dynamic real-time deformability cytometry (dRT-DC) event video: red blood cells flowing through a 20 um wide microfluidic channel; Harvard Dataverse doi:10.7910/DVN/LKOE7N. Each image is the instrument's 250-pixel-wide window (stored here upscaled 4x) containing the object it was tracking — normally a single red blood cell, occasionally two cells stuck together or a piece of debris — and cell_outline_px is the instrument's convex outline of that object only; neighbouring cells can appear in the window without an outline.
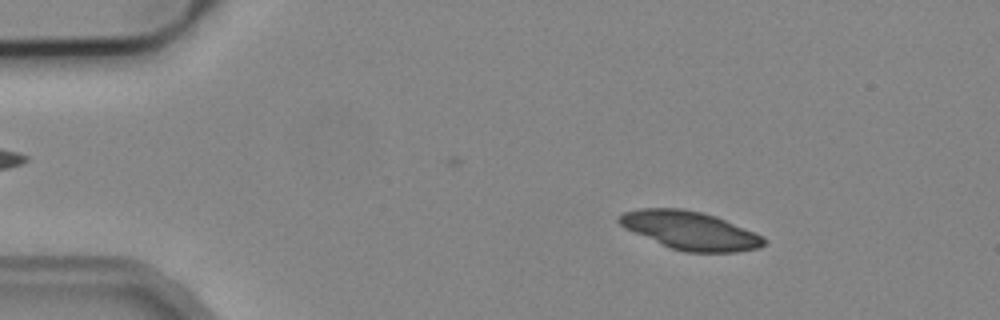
{"species": "common noctule bat (a hibernating species)", "species_latin": "Nyctalus noctula", "temperature_condition": "cold", "stored_images_in_passage": 8, "camera_frame_rate_fps": 3000, "um_per_image_px": 0.085, "animal": {"sex": "male", "body_mass_g": 19.2, "forearm_length_mm": 51.8}, "frame": {"image": 1, "passage_image": 5, "time_ms": 5.333, "image_size_px": [1000, 320], "cell_outline_px": [[768, 240], [760, 248], [736, 252], [684, 252], [672, 248], [624, 228], [616, 220], [616, 216], [624, 212], [640, 208], [680, 208], [700, 212], [716, 216], [764, 236]], "centroid_in_image_um": [58.67, 19.58], "position_along_channel_um": 26.3, "area_um2": 32.19}}